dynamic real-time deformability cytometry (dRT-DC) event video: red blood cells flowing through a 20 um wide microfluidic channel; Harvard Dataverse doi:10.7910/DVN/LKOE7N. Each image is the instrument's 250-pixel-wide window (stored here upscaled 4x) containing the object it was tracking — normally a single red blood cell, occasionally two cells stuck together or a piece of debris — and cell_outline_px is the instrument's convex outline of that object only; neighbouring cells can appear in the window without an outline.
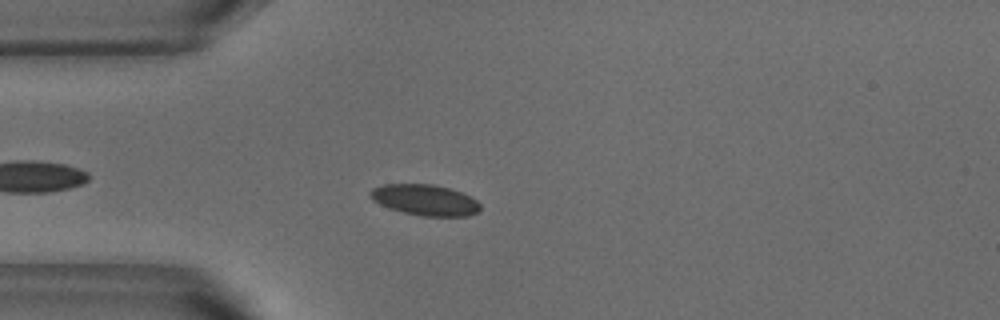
{"species": "common noctule bat (a hibernating species)", "species_latin": "Nyctalus noctula", "temperature_condition": "warm", "stored_images_in_passage": 36, "camera_frame_rate_fps": 3000, "um_per_image_px": 0.085, "animal": {"sex": "male", "body_mass_g": 18.8}, "frame": {"image": 1, "passage_image": 6, "time_ms": 1.667, "image_size_px": [1000, 320], "cell_outline_px": [[480, 208], [476, 212], [468, 216], [424, 216], [404, 212], [380, 204], [372, 200], [368, 196], [368, 192], [372, 188], [384, 184], [432, 184], [448, 188], [460, 192], [476, 200], [480, 204]], "centroid_in_image_um": [36.08, 16.99], "position_along_channel_um": 48.9, "area_um2": 19.59}, "authors_computed_cell_mechanics": {"area_um2": 19.5075, "velocity_mm_per_s": 3.7883, "shape_relaxation_time_tau1_ms": 2.5956, "shape_relaxation_time_tau2_ms": null, "deformation_change_tau1": 0.0506, "deformation_change_tau2": null}}